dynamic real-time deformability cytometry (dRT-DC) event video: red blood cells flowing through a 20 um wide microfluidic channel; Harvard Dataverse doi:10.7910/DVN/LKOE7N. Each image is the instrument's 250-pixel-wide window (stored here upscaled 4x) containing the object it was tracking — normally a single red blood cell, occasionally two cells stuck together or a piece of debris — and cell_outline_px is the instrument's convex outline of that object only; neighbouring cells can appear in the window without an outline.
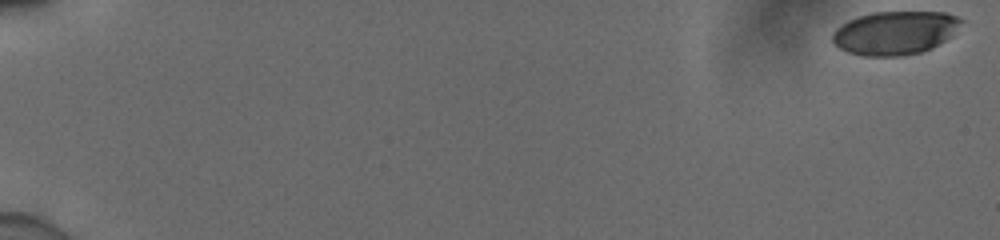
{"species": "human", "species_latin": "Homo sapiens", "temperature_condition": "cold", "stored_images_in_passage": 55, "camera_frame_rate_fps": 3000, "um_per_image_px": 0.085, "donor": {"sex": "male"}, "frame": {"image": 1, "passage_image": 1, "time_ms": 0.0, "image_size_px": [1000, 240], "cell_outline_px": [[964, 20], [944, 40], [932, 48], [920, 52], [900, 56], [864, 56], [848, 52], [840, 48], [832, 40], [832, 32], [840, 24], [848, 20], [872, 12], [944, 12], [956, 16]], "centroid_in_image_um": [76.02, 2.79], "position_along_channel_um": 9.0, "area_um2": 32.37}}
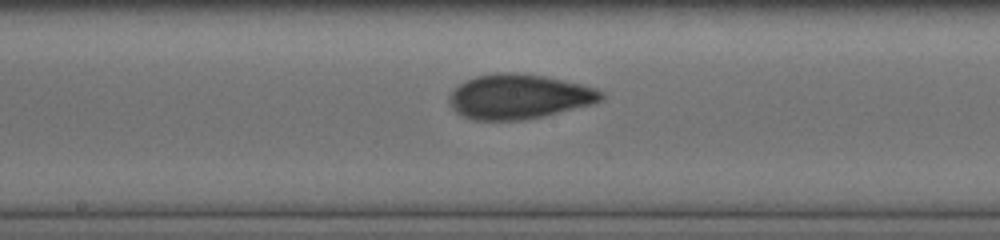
{"frame": {"image": 2, "passage_image": 32, "time_ms": 10.333, "image_size_px": [1000, 240], "cell_outline_px": [[604, 100], [592, 104], [524, 120], [472, 120], [456, 112], [452, 108], [448, 96], [464, 80], [476, 76], [504, 72], [516, 72], [544, 76], [580, 84], [604, 92]], "centroid_in_image_um": [44.09, 8.21], "position_along_channel_um": 204.1, "area_um2": 39.3}}
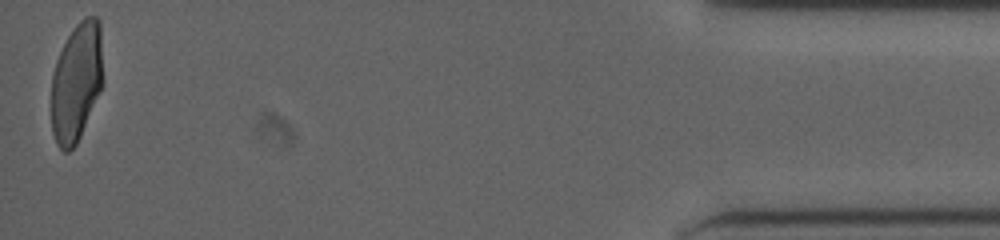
{"frame": {"image": 3, "passage_image": 55, "time_ms": 18.0, "image_size_px": [1000, 240], "cell_outline_px": [[104, 80], [80, 136], [76, 144], [68, 152], [64, 152], [56, 144], [52, 132], [52, 76], [56, 60], [68, 36], [76, 24], [80, 20], [88, 16], [96, 16], [100, 20]], "centroid_in_image_um": [6.51, 6.95], "position_along_channel_um": 428.7, "area_um2": 35.84}, "authors_computed_cell_mechanics": {"area_um2": 37.57, "velocity_mm_per_s": 3.9135, "shape_relaxation_time_tau1_ms": 5.381, "shape_relaxation_time_tau2_ms": 1.1335, "deformation_change_tau1": 0.1973, "deformation_change_tau2": 0.0671}}